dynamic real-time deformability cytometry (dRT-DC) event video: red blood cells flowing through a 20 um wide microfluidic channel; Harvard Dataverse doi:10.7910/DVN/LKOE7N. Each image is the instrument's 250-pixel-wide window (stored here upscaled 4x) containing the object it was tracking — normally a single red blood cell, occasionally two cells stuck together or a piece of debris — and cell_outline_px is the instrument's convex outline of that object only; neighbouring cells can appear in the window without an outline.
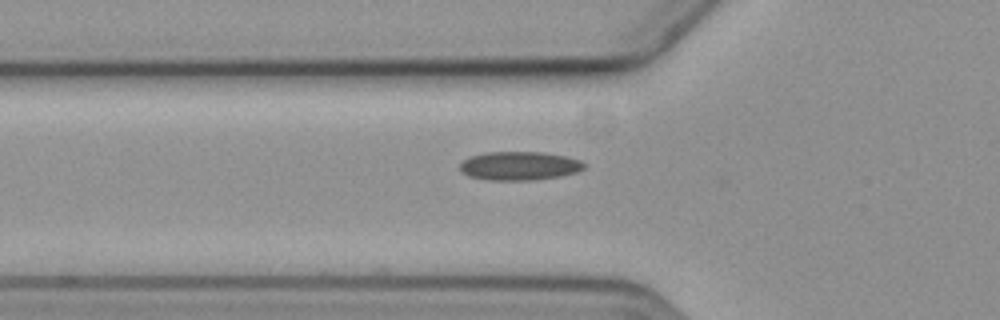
{"species": "common noctule bat (a hibernating species)", "species_latin": "Nyctalus noctula", "temperature_condition": "cold", "stored_images_in_passage": 5, "camera_frame_rate_fps": 3000, "um_per_image_px": 0.085, "animal": {"sex": "female", "body_mass_g": 19.3, "forearm_length_mm": 54.1}, "frame": {"image": 1, "passage_image": 5, "time_ms": 8.333, "image_size_px": [1000, 320], "cell_outline_px": [[584, 168], [576, 172], [560, 176], [532, 180], [488, 180], [468, 176], [460, 172], [460, 164], [468, 156], [484, 152], [544, 152], [564, 156], [580, 160], [584, 164]], "centroid_in_image_um": [44.09, 14.09], "position_along_channel_um": 81.7, "area_um2": 20.81}}